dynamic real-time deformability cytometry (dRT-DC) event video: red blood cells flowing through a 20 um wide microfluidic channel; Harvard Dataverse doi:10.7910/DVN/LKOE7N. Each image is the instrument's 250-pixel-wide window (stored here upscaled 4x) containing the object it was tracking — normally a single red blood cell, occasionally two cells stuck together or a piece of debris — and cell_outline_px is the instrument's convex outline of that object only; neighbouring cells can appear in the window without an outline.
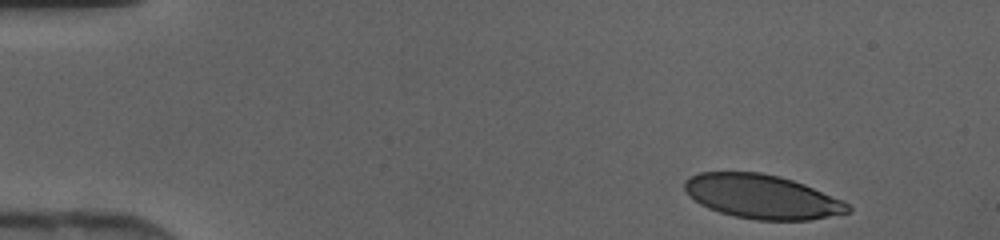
{"species": "human", "species_latin": "Homo sapiens", "temperature_condition": "cold", "stored_images_in_passage": 41, "camera_frame_rate_fps": 3000, "um_per_image_px": 0.085, "donor": {"sex": "female"}, "frame": {"image": 1, "passage_image": 1, "time_ms": 0.0, "image_size_px": [1000, 240], "cell_outline_px": [[852, 212], [808, 220], [756, 220], [736, 216], [720, 212], [708, 208], [700, 204], [684, 188], [684, 180], [688, 176], [700, 172], [760, 172], [780, 176], [804, 184], [844, 200], [852, 208]], "centroid_in_image_um": [64.8, 16.71], "position_along_channel_um": 20.2, "area_um2": 41.91}}
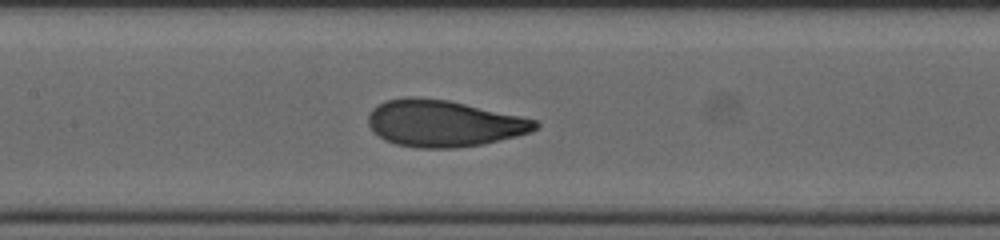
{"frame": {"image": 2, "passage_image": 18, "time_ms": 5.667, "image_size_px": [1000, 240], "cell_outline_px": [[540, 124], [532, 132], [516, 136], [480, 144], [456, 148], [416, 148], [396, 144], [384, 140], [368, 124], [368, 116], [372, 108], [388, 100], [408, 96], [412, 96], [448, 100], [520, 116], [536, 120]], "centroid_in_image_um": [37.7, 10.49], "position_along_channel_um": 169.7, "area_um2": 45.03}}
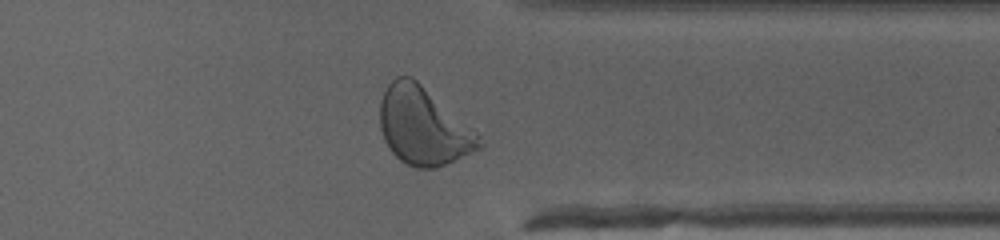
{"frame": {"image": 3, "passage_image": 32, "time_ms": 10.333, "image_size_px": [1000, 240], "cell_outline_px": [[484, 148], [436, 168], [416, 168], [400, 160], [388, 148], [384, 140], [380, 128], [380, 100], [388, 84], [396, 76], [412, 76], [472, 128], [480, 136], [484, 144]], "centroid_in_image_um": [35.98, 10.74], "position_along_channel_um": 375.4, "area_um2": 44.8}}